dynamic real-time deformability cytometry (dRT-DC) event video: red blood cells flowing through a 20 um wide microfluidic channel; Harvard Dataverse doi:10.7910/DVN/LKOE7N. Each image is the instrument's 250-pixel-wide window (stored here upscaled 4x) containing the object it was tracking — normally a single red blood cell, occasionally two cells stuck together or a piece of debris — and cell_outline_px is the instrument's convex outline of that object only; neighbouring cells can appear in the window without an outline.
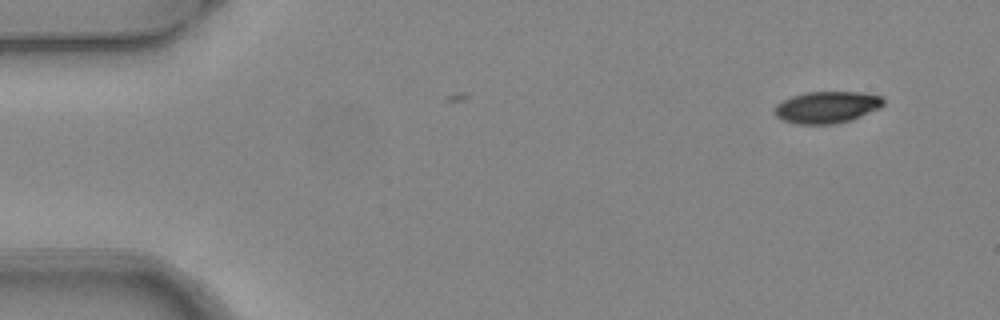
{"species": "common noctule bat (a hibernating species)", "species_latin": "Nyctalus noctula", "temperature_condition": "warm", "stored_images_in_passage": 2, "camera_frame_rate_fps": 3000, "um_per_image_px": 0.085, "animal": {"sex": "female", "body_mass_g": 24.6, "forearm_length_mm": 56.2}, "frame": {"image": 1, "passage_image": 2, "time_ms": 0.333, "image_size_px": [1000, 320], "cell_outline_px": [[884, 104], [880, 108], [852, 120], [836, 124], [796, 124], [784, 120], [776, 116], [776, 104], [792, 96], [804, 92], [860, 92], [884, 96]], "centroid_in_image_um": [70.34, 9.11], "position_along_channel_um": 14.7, "area_um2": 20.23}}